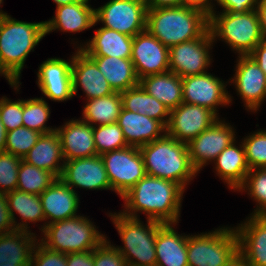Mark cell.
Instances as JSON below:
<instances>
[{
    "label": "cell",
    "mask_w": 266,
    "mask_h": 266,
    "mask_svg": "<svg viewBox=\"0 0 266 266\" xmlns=\"http://www.w3.org/2000/svg\"><path fill=\"white\" fill-rule=\"evenodd\" d=\"M88 1L79 0L72 4L57 6L55 17L44 22L46 34L56 29L74 33L94 26L97 23L95 9L90 7Z\"/></svg>",
    "instance_id": "24"
},
{
    "label": "cell",
    "mask_w": 266,
    "mask_h": 266,
    "mask_svg": "<svg viewBox=\"0 0 266 266\" xmlns=\"http://www.w3.org/2000/svg\"><path fill=\"white\" fill-rule=\"evenodd\" d=\"M45 35L44 22H22L9 15L0 18V74L15 90L28 54Z\"/></svg>",
    "instance_id": "2"
},
{
    "label": "cell",
    "mask_w": 266,
    "mask_h": 266,
    "mask_svg": "<svg viewBox=\"0 0 266 266\" xmlns=\"http://www.w3.org/2000/svg\"><path fill=\"white\" fill-rule=\"evenodd\" d=\"M248 189H247V187ZM248 190L251 195L259 204L257 209L252 215H259L266 209V168L252 169L247 173L246 179L240 191L243 189Z\"/></svg>",
    "instance_id": "40"
},
{
    "label": "cell",
    "mask_w": 266,
    "mask_h": 266,
    "mask_svg": "<svg viewBox=\"0 0 266 266\" xmlns=\"http://www.w3.org/2000/svg\"><path fill=\"white\" fill-rule=\"evenodd\" d=\"M156 266H188L187 236L175 232L172 224H162L155 240Z\"/></svg>",
    "instance_id": "25"
},
{
    "label": "cell",
    "mask_w": 266,
    "mask_h": 266,
    "mask_svg": "<svg viewBox=\"0 0 266 266\" xmlns=\"http://www.w3.org/2000/svg\"><path fill=\"white\" fill-rule=\"evenodd\" d=\"M210 0H181L180 6L202 12L208 18L214 13Z\"/></svg>",
    "instance_id": "48"
},
{
    "label": "cell",
    "mask_w": 266,
    "mask_h": 266,
    "mask_svg": "<svg viewBox=\"0 0 266 266\" xmlns=\"http://www.w3.org/2000/svg\"><path fill=\"white\" fill-rule=\"evenodd\" d=\"M60 179L69 187L104 190L111 189L105 165L100 155L63 162Z\"/></svg>",
    "instance_id": "16"
},
{
    "label": "cell",
    "mask_w": 266,
    "mask_h": 266,
    "mask_svg": "<svg viewBox=\"0 0 266 266\" xmlns=\"http://www.w3.org/2000/svg\"><path fill=\"white\" fill-rule=\"evenodd\" d=\"M57 177L44 169L21 161L18 171L17 188L20 191L40 195Z\"/></svg>",
    "instance_id": "35"
},
{
    "label": "cell",
    "mask_w": 266,
    "mask_h": 266,
    "mask_svg": "<svg viewBox=\"0 0 266 266\" xmlns=\"http://www.w3.org/2000/svg\"><path fill=\"white\" fill-rule=\"evenodd\" d=\"M45 220L47 224L76 217L79 206V197L74 189L69 187L60 178H57L40 195Z\"/></svg>",
    "instance_id": "21"
},
{
    "label": "cell",
    "mask_w": 266,
    "mask_h": 266,
    "mask_svg": "<svg viewBox=\"0 0 266 266\" xmlns=\"http://www.w3.org/2000/svg\"><path fill=\"white\" fill-rule=\"evenodd\" d=\"M122 110V99L119 92L108 96L90 99L83 110L82 121L93 125H107L117 123Z\"/></svg>",
    "instance_id": "34"
},
{
    "label": "cell",
    "mask_w": 266,
    "mask_h": 266,
    "mask_svg": "<svg viewBox=\"0 0 266 266\" xmlns=\"http://www.w3.org/2000/svg\"><path fill=\"white\" fill-rule=\"evenodd\" d=\"M262 220L266 222V209L258 215Z\"/></svg>",
    "instance_id": "55"
},
{
    "label": "cell",
    "mask_w": 266,
    "mask_h": 266,
    "mask_svg": "<svg viewBox=\"0 0 266 266\" xmlns=\"http://www.w3.org/2000/svg\"><path fill=\"white\" fill-rule=\"evenodd\" d=\"M7 204L10 216L15 229L28 230L27 220L29 222H37L45 220L43 207L40 197L37 194L27 193L18 189L7 193ZM14 210L17 212L22 220V223L15 222Z\"/></svg>",
    "instance_id": "33"
},
{
    "label": "cell",
    "mask_w": 266,
    "mask_h": 266,
    "mask_svg": "<svg viewBox=\"0 0 266 266\" xmlns=\"http://www.w3.org/2000/svg\"><path fill=\"white\" fill-rule=\"evenodd\" d=\"M249 55L266 75V35H263L259 44Z\"/></svg>",
    "instance_id": "49"
},
{
    "label": "cell",
    "mask_w": 266,
    "mask_h": 266,
    "mask_svg": "<svg viewBox=\"0 0 266 266\" xmlns=\"http://www.w3.org/2000/svg\"><path fill=\"white\" fill-rule=\"evenodd\" d=\"M97 155L128 147L123 131L117 123L93 126Z\"/></svg>",
    "instance_id": "37"
},
{
    "label": "cell",
    "mask_w": 266,
    "mask_h": 266,
    "mask_svg": "<svg viewBox=\"0 0 266 266\" xmlns=\"http://www.w3.org/2000/svg\"><path fill=\"white\" fill-rule=\"evenodd\" d=\"M53 1L57 4V6H62V5L75 3L79 0H53Z\"/></svg>",
    "instance_id": "54"
},
{
    "label": "cell",
    "mask_w": 266,
    "mask_h": 266,
    "mask_svg": "<svg viewBox=\"0 0 266 266\" xmlns=\"http://www.w3.org/2000/svg\"><path fill=\"white\" fill-rule=\"evenodd\" d=\"M234 135L231 126L217 119L187 144L193 167L199 172L208 161L215 160L227 146L235 141Z\"/></svg>",
    "instance_id": "14"
},
{
    "label": "cell",
    "mask_w": 266,
    "mask_h": 266,
    "mask_svg": "<svg viewBox=\"0 0 266 266\" xmlns=\"http://www.w3.org/2000/svg\"><path fill=\"white\" fill-rule=\"evenodd\" d=\"M133 37L115 30L101 27L89 43L80 50L87 56H109L131 59Z\"/></svg>",
    "instance_id": "26"
},
{
    "label": "cell",
    "mask_w": 266,
    "mask_h": 266,
    "mask_svg": "<svg viewBox=\"0 0 266 266\" xmlns=\"http://www.w3.org/2000/svg\"><path fill=\"white\" fill-rule=\"evenodd\" d=\"M146 29L170 48L201 37L209 29V18L182 6L147 8Z\"/></svg>",
    "instance_id": "4"
},
{
    "label": "cell",
    "mask_w": 266,
    "mask_h": 266,
    "mask_svg": "<svg viewBox=\"0 0 266 266\" xmlns=\"http://www.w3.org/2000/svg\"><path fill=\"white\" fill-rule=\"evenodd\" d=\"M238 255L239 240L233 228L187 235L188 266H226Z\"/></svg>",
    "instance_id": "8"
},
{
    "label": "cell",
    "mask_w": 266,
    "mask_h": 266,
    "mask_svg": "<svg viewBox=\"0 0 266 266\" xmlns=\"http://www.w3.org/2000/svg\"><path fill=\"white\" fill-rule=\"evenodd\" d=\"M28 232L15 229L0 235V266L30 265L36 239Z\"/></svg>",
    "instance_id": "28"
},
{
    "label": "cell",
    "mask_w": 266,
    "mask_h": 266,
    "mask_svg": "<svg viewBox=\"0 0 266 266\" xmlns=\"http://www.w3.org/2000/svg\"><path fill=\"white\" fill-rule=\"evenodd\" d=\"M246 161L250 168H266V130L255 132L243 141Z\"/></svg>",
    "instance_id": "39"
},
{
    "label": "cell",
    "mask_w": 266,
    "mask_h": 266,
    "mask_svg": "<svg viewBox=\"0 0 266 266\" xmlns=\"http://www.w3.org/2000/svg\"><path fill=\"white\" fill-rule=\"evenodd\" d=\"M50 107L42 98L23 100V127L38 131L41 134L56 130L46 127L45 122L50 115Z\"/></svg>",
    "instance_id": "36"
},
{
    "label": "cell",
    "mask_w": 266,
    "mask_h": 266,
    "mask_svg": "<svg viewBox=\"0 0 266 266\" xmlns=\"http://www.w3.org/2000/svg\"><path fill=\"white\" fill-rule=\"evenodd\" d=\"M226 266H248L246 262L243 260V258L238 255L234 260H232L229 264Z\"/></svg>",
    "instance_id": "53"
},
{
    "label": "cell",
    "mask_w": 266,
    "mask_h": 266,
    "mask_svg": "<svg viewBox=\"0 0 266 266\" xmlns=\"http://www.w3.org/2000/svg\"><path fill=\"white\" fill-rule=\"evenodd\" d=\"M70 63L60 58H50L44 61L37 73L40 90L49 99L66 101L72 98V74Z\"/></svg>",
    "instance_id": "19"
},
{
    "label": "cell",
    "mask_w": 266,
    "mask_h": 266,
    "mask_svg": "<svg viewBox=\"0 0 266 266\" xmlns=\"http://www.w3.org/2000/svg\"><path fill=\"white\" fill-rule=\"evenodd\" d=\"M61 147V141L57 131L41 134L37 143L29 150L22 159L28 164L34 165L53 173L57 178L60 177L64 161Z\"/></svg>",
    "instance_id": "27"
},
{
    "label": "cell",
    "mask_w": 266,
    "mask_h": 266,
    "mask_svg": "<svg viewBox=\"0 0 266 266\" xmlns=\"http://www.w3.org/2000/svg\"><path fill=\"white\" fill-rule=\"evenodd\" d=\"M2 1L3 0H0V4L2 3ZM5 15H7V13H3V11L2 12L0 11V18L3 17V16H5Z\"/></svg>",
    "instance_id": "56"
},
{
    "label": "cell",
    "mask_w": 266,
    "mask_h": 266,
    "mask_svg": "<svg viewBox=\"0 0 266 266\" xmlns=\"http://www.w3.org/2000/svg\"><path fill=\"white\" fill-rule=\"evenodd\" d=\"M36 245L31 255L30 266H67V254L49 250L41 242H37Z\"/></svg>",
    "instance_id": "44"
},
{
    "label": "cell",
    "mask_w": 266,
    "mask_h": 266,
    "mask_svg": "<svg viewBox=\"0 0 266 266\" xmlns=\"http://www.w3.org/2000/svg\"><path fill=\"white\" fill-rule=\"evenodd\" d=\"M147 8L178 7L181 0H144Z\"/></svg>",
    "instance_id": "50"
},
{
    "label": "cell",
    "mask_w": 266,
    "mask_h": 266,
    "mask_svg": "<svg viewBox=\"0 0 266 266\" xmlns=\"http://www.w3.org/2000/svg\"><path fill=\"white\" fill-rule=\"evenodd\" d=\"M15 230L7 204V195L0 192V235Z\"/></svg>",
    "instance_id": "46"
},
{
    "label": "cell",
    "mask_w": 266,
    "mask_h": 266,
    "mask_svg": "<svg viewBox=\"0 0 266 266\" xmlns=\"http://www.w3.org/2000/svg\"><path fill=\"white\" fill-rule=\"evenodd\" d=\"M59 135L63 159L70 161L97 155L93 138V126L82 120H71L61 128H56Z\"/></svg>",
    "instance_id": "20"
},
{
    "label": "cell",
    "mask_w": 266,
    "mask_h": 266,
    "mask_svg": "<svg viewBox=\"0 0 266 266\" xmlns=\"http://www.w3.org/2000/svg\"><path fill=\"white\" fill-rule=\"evenodd\" d=\"M105 239L94 249V266H128L117 247L111 246Z\"/></svg>",
    "instance_id": "43"
},
{
    "label": "cell",
    "mask_w": 266,
    "mask_h": 266,
    "mask_svg": "<svg viewBox=\"0 0 266 266\" xmlns=\"http://www.w3.org/2000/svg\"><path fill=\"white\" fill-rule=\"evenodd\" d=\"M71 74L73 95L77 94L78 87L86 93L87 100L114 93L97 64L80 49L73 56Z\"/></svg>",
    "instance_id": "18"
},
{
    "label": "cell",
    "mask_w": 266,
    "mask_h": 266,
    "mask_svg": "<svg viewBox=\"0 0 266 266\" xmlns=\"http://www.w3.org/2000/svg\"><path fill=\"white\" fill-rule=\"evenodd\" d=\"M217 117L216 113L206 107L182 102L170 110L165 134L188 144L219 119Z\"/></svg>",
    "instance_id": "12"
},
{
    "label": "cell",
    "mask_w": 266,
    "mask_h": 266,
    "mask_svg": "<svg viewBox=\"0 0 266 266\" xmlns=\"http://www.w3.org/2000/svg\"><path fill=\"white\" fill-rule=\"evenodd\" d=\"M120 95L123 109L146 114L148 117L160 121L166 127L170 116L169 108L147 93L140 84L121 92Z\"/></svg>",
    "instance_id": "32"
},
{
    "label": "cell",
    "mask_w": 266,
    "mask_h": 266,
    "mask_svg": "<svg viewBox=\"0 0 266 266\" xmlns=\"http://www.w3.org/2000/svg\"><path fill=\"white\" fill-rule=\"evenodd\" d=\"M212 37H221L239 55H249L263 37L257 10L246 13H212L209 18Z\"/></svg>",
    "instance_id": "7"
},
{
    "label": "cell",
    "mask_w": 266,
    "mask_h": 266,
    "mask_svg": "<svg viewBox=\"0 0 266 266\" xmlns=\"http://www.w3.org/2000/svg\"><path fill=\"white\" fill-rule=\"evenodd\" d=\"M257 13L263 35H266V0H260L257 5Z\"/></svg>",
    "instance_id": "51"
},
{
    "label": "cell",
    "mask_w": 266,
    "mask_h": 266,
    "mask_svg": "<svg viewBox=\"0 0 266 266\" xmlns=\"http://www.w3.org/2000/svg\"><path fill=\"white\" fill-rule=\"evenodd\" d=\"M42 228L45 238H42L41 244L49 250L64 254L94 250L106 239L83 216L45 223Z\"/></svg>",
    "instance_id": "6"
},
{
    "label": "cell",
    "mask_w": 266,
    "mask_h": 266,
    "mask_svg": "<svg viewBox=\"0 0 266 266\" xmlns=\"http://www.w3.org/2000/svg\"><path fill=\"white\" fill-rule=\"evenodd\" d=\"M233 83L245 105L257 110L266 98V75L250 55H240Z\"/></svg>",
    "instance_id": "17"
},
{
    "label": "cell",
    "mask_w": 266,
    "mask_h": 266,
    "mask_svg": "<svg viewBox=\"0 0 266 266\" xmlns=\"http://www.w3.org/2000/svg\"><path fill=\"white\" fill-rule=\"evenodd\" d=\"M233 141L214 160L217 174L227 182L231 189H240L245 182L250 168L246 161L245 149L240 145V149Z\"/></svg>",
    "instance_id": "30"
},
{
    "label": "cell",
    "mask_w": 266,
    "mask_h": 266,
    "mask_svg": "<svg viewBox=\"0 0 266 266\" xmlns=\"http://www.w3.org/2000/svg\"><path fill=\"white\" fill-rule=\"evenodd\" d=\"M67 266H94V250L68 253Z\"/></svg>",
    "instance_id": "47"
},
{
    "label": "cell",
    "mask_w": 266,
    "mask_h": 266,
    "mask_svg": "<svg viewBox=\"0 0 266 266\" xmlns=\"http://www.w3.org/2000/svg\"><path fill=\"white\" fill-rule=\"evenodd\" d=\"M7 131L0 118V153L5 152Z\"/></svg>",
    "instance_id": "52"
},
{
    "label": "cell",
    "mask_w": 266,
    "mask_h": 266,
    "mask_svg": "<svg viewBox=\"0 0 266 266\" xmlns=\"http://www.w3.org/2000/svg\"><path fill=\"white\" fill-rule=\"evenodd\" d=\"M183 193L177 183L145 175L121 197L126 204L122 213L137 218L136 212L142 211L148 220L174 225L180 215Z\"/></svg>",
    "instance_id": "1"
},
{
    "label": "cell",
    "mask_w": 266,
    "mask_h": 266,
    "mask_svg": "<svg viewBox=\"0 0 266 266\" xmlns=\"http://www.w3.org/2000/svg\"><path fill=\"white\" fill-rule=\"evenodd\" d=\"M110 216L124 243V247H117V250L128 266H156L155 240L162 223L147 220L145 227L138 217H128L122 212L113 215L111 213Z\"/></svg>",
    "instance_id": "5"
},
{
    "label": "cell",
    "mask_w": 266,
    "mask_h": 266,
    "mask_svg": "<svg viewBox=\"0 0 266 266\" xmlns=\"http://www.w3.org/2000/svg\"><path fill=\"white\" fill-rule=\"evenodd\" d=\"M146 175L177 183L183 190L198 171L190 161L188 146L164 135L139 148Z\"/></svg>",
    "instance_id": "3"
},
{
    "label": "cell",
    "mask_w": 266,
    "mask_h": 266,
    "mask_svg": "<svg viewBox=\"0 0 266 266\" xmlns=\"http://www.w3.org/2000/svg\"><path fill=\"white\" fill-rule=\"evenodd\" d=\"M183 102L199 105L217 114V106L231 102L224 82L209 73L190 75L182 78Z\"/></svg>",
    "instance_id": "15"
},
{
    "label": "cell",
    "mask_w": 266,
    "mask_h": 266,
    "mask_svg": "<svg viewBox=\"0 0 266 266\" xmlns=\"http://www.w3.org/2000/svg\"><path fill=\"white\" fill-rule=\"evenodd\" d=\"M105 76L114 92H123L139 84L131 59L109 56H89Z\"/></svg>",
    "instance_id": "31"
},
{
    "label": "cell",
    "mask_w": 266,
    "mask_h": 266,
    "mask_svg": "<svg viewBox=\"0 0 266 266\" xmlns=\"http://www.w3.org/2000/svg\"><path fill=\"white\" fill-rule=\"evenodd\" d=\"M95 21L104 27L134 37L146 30L147 6L144 0H110L95 9Z\"/></svg>",
    "instance_id": "10"
},
{
    "label": "cell",
    "mask_w": 266,
    "mask_h": 266,
    "mask_svg": "<svg viewBox=\"0 0 266 266\" xmlns=\"http://www.w3.org/2000/svg\"><path fill=\"white\" fill-rule=\"evenodd\" d=\"M223 8V12L246 13L256 10L260 0H216ZM256 6V7H255Z\"/></svg>",
    "instance_id": "45"
},
{
    "label": "cell",
    "mask_w": 266,
    "mask_h": 266,
    "mask_svg": "<svg viewBox=\"0 0 266 266\" xmlns=\"http://www.w3.org/2000/svg\"><path fill=\"white\" fill-rule=\"evenodd\" d=\"M23 100L11 102L3 97L0 100V118L6 131L23 127Z\"/></svg>",
    "instance_id": "42"
},
{
    "label": "cell",
    "mask_w": 266,
    "mask_h": 266,
    "mask_svg": "<svg viewBox=\"0 0 266 266\" xmlns=\"http://www.w3.org/2000/svg\"><path fill=\"white\" fill-rule=\"evenodd\" d=\"M139 84L169 110L177 108L183 102L182 78L172 71L144 76Z\"/></svg>",
    "instance_id": "29"
},
{
    "label": "cell",
    "mask_w": 266,
    "mask_h": 266,
    "mask_svg": "<svg viewBox=\"0 0 266 266\" xmlns=\"http://www.w3.org/2000/svg\"><path fill=\"white\" fill-rule=\"evenodd\" d=\"M117 124L123 131L128 146L140 148L154 140L162 138L160 133L166 131V127L158 120L127 111L122 108ZM160 134V136H159Z\"/></svg>",
    "instance_id": "23"
},
{
    "label": "cell",
    "mask_w": 266,
    "mask_h": 266,
    "mask_svg": "<svg viewBox=\"0 0 266 266\" xmlns=\"http://www.w3.org/2000/svg\"><path fill=\"white\" fill-rule=\"evenodd\" d=\"M210 29L201 37L169 48V71L183 78L206 73L211 59L209 48L214 42Z\"/></svg>",
    "instance_id": "11"
},
{
    "label": "cell",
    "mask_w": 266,
    "mask_h": 266,
    "mask_svg": "<svg viewBox=\"0 0 266 266\" xmlns=\"http://www.w3.org/2000/svg\"><path fill=\"white\" fill-rule=\"evenodd\" d=\"M22 158L8 152L0 153V192L10 193L17 188L18 171Z\"/></svg>",
    "instance_id": "41"
},
{
    "label": "cell",
    "mask_w": 266,
    "mask_h": 266,
    "mask_svg": "<svg viewBox=\"0 0 266 266\" xmlns=\"http://www.w3.org/2000/svg\"><path fill=\"white\" fill-rule=\"evenodd\" d=\"M40 136L41 133L38 131L26 127L7 131L5 152L23 159L29 150L37 143Z\"/></svg>",
    "instance_id": "38"
},
{
    "label": "cell",
    "mask_w": 266,
    "mask_h": 266,
    "mask_svg": "<svg viewBox=\"0 0 266 266\" xmlns=\"http://www.w3.org/2000/svg\"><path fill=\"white\" fill-rule=\"evenodd\" d=\"M111 190L122 197L145 175V165L139 148L128 146L101 155Z\"/></svg>",
    "instance_id": "9"
},
{
    "label": "cell",
    "mask_w": 266,
    "mask_h": 266,
    "mask_svg": "<svg viewBox=\"0 0 266 266\" xmlns=\"http://www.w3.org/2000/svg\"><path fill=\"white\" fill-rule=\"evenodd\" d=\"M240 226L235 229L239 255L248 266H266V222L258 215H252Z\"/></svg>",
    "instance_id": "22"
},
{
    "label": "cell",
    "mask_w": 266,
    "mask_h": 266,
    "mask_svg": "<svg viewBox=\"0 0 266 266\" xmlns=\"http://www.w3.org/2000/svg\"><path fill=\"white\" fill-rule=\"evenodd\" d=\"M131 61L137 78L169 71V48L147 29L133 37Z\"/></svg>",
    "instance_id": "13"
}]
</instances>
